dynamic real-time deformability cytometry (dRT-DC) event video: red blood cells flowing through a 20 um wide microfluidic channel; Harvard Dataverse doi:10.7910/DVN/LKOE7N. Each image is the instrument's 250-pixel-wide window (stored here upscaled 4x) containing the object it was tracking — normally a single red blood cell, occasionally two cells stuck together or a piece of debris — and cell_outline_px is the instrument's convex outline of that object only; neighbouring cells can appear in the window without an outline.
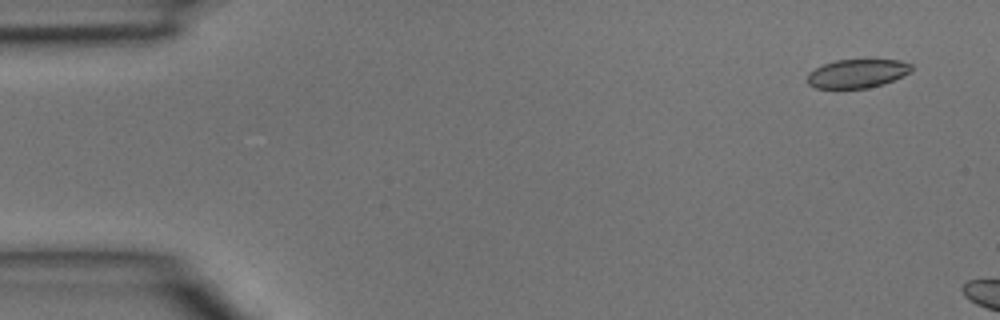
{"species": "common noctule bat (a hibernating species)", "species_latin": "Nyctalus noctula", "temperature_condition": "room temperature", "stored_images_in_passage": 2, "camera_frame_rate_fps": 3000, "um_per_image_px": 0.085, "animal": {"sex": "male", "body_mass_g": 15.6}, "frame": {"image": 1, "passage_image": 1, "time_ms": 0.0, "image_size_px": [1000, 320], "cell_outline_px": [[912, 68], [904, 76], [868, 88], [816, 88], [808, 84], [808, 72], [824, 64], [836, 60], [900, 60], [912, 64]], "centroid_in_image_um": [72.85, 6.24], "position_along_channel_um": 12.1, "area_um2": 17.17}}